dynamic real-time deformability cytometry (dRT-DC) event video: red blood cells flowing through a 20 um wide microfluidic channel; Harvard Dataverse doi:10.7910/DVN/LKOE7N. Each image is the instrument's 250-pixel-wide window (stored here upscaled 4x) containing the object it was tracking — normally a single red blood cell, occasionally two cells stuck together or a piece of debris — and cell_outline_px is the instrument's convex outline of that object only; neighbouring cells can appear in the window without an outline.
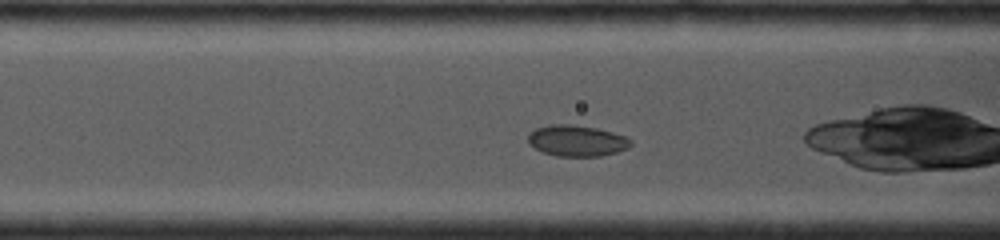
{"species": "common noctule bat (a hibernating species)", "species_latin": "Nyctalus noctula", "temperature_condition": "cold", "stored_images_in_passage": 72, "camera_frame_rate_fps": 4000, "um_per_image_px": 0.085, "animal": {"sex": "female", "body_mass_g": 19.0, "forearm_length_mm": 53.3}, "frame": {"image": 1, "passage_image": 10, "time_ms": 1.25, "image_size_px": [1000, 240], "cell_outline_px": [[632, 144], [628, 148], [616, 152], [600, 156], [556, 156], [544, 152], [528, 144], [528, 136], [536, 128], [548, 124], [568, 124], [596, 128], [612, 132], [624, 136], [632, 140]], "centroid_in_image_um": [49.03, 11.96], "position_along_channel_um": 117.6, "area_um2": 18.5}}